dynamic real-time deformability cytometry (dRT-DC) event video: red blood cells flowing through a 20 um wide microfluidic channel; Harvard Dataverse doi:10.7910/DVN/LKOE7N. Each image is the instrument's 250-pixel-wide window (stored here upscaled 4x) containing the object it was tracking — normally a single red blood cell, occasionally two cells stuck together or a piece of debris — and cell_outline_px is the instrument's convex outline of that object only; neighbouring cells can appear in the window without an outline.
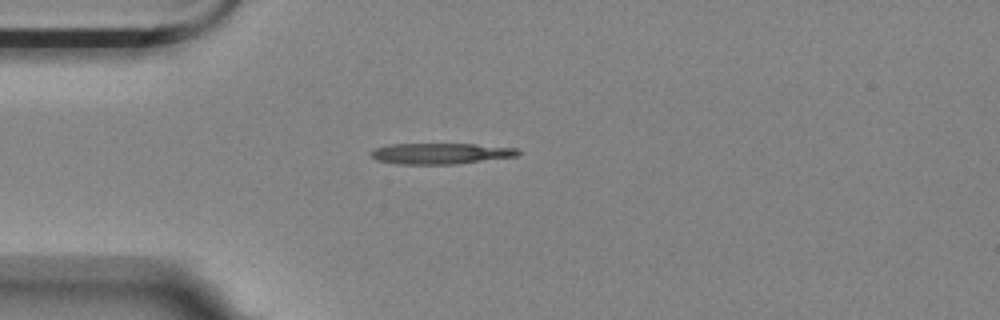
{"species": "Egyptian fruit bat (a non-hibernating species)", "species_latin": "Rousettus aegyptiacus", "temperature_condition": "room temperature", "stored_images_in_passage": 42, "camera_frame_rate_fps": 3000, "um_per_image_px": 0.085, "animal": {"sex": "female"}, "frame": {"image": 1, "passage_image": 1, "time_ms": 0.0, "image_size_px": [1000, 320], "cell_outline_px": [[520, 152], [516, 156], [456, 164], [396, 164], [376, 160], [368, 152], [376, 148], [392, 144], [476, 144], [516, 148]], "centroid_in_image_um": [37.42, 13.05], "position_along_channel_um": 47.6, "area_um2": 17.86}}
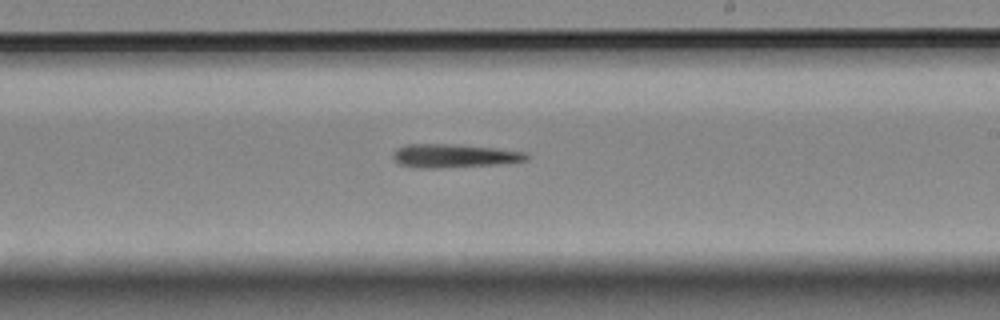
{"frame": {"image": 2, "passage_image": 19, "time_ms": 6.0, "image_size_px": [1000, 320], "cell_outline_px": [[528, 160], [500, 164], [440, 168], [424, 168], [400, 164], [392, 156], [392, 152], [396, 148], [404, 144], [448, 144], [496, 148], [528, 152]], "centroid_in_image_um": [38.6, 13.24], "position_along_channel_um": 250.4, "area_um2": 18.32}}
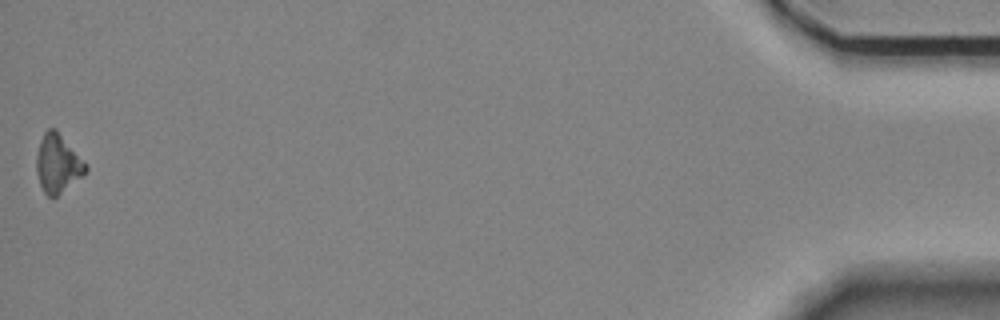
{"frame": {"image": 3, "passage_image": 42, "time_ms": 13.667, "image_size_px": [1000, 320], "cell_outline_px": [[88, 168], [84, 176], [56, 196], [48, 196], [44, 192], [40, 184], [36, 172], [36, 156], [40, 140], [44, 132], [48, 128], [56, 128], [88, 164]], "centroid_in_image_um": [4.93, 13.88], "position_along_channel_um": 430.3, "area_um2": 16.99}}